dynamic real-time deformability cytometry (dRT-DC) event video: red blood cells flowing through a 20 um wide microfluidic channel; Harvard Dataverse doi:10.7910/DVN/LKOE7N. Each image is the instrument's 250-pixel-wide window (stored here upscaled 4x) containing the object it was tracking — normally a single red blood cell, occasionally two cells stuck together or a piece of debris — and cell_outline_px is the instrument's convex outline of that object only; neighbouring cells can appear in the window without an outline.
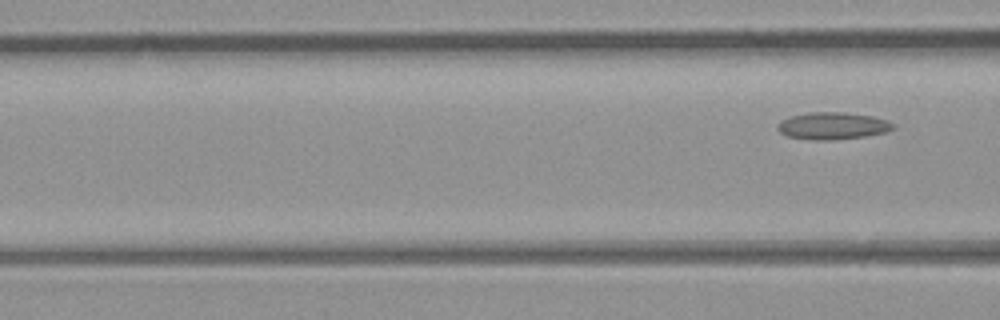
{"species": "common noctule bat (a hibernating species)", "species_latin": "Nyctalus noctula", "temperature_condition": "room temperature", "stored_images_in_passage": 6, "camera_frame_rate_fps": 3000, "um_per_image_px": 0.085, "animal": {"sex": "male", "body_mass_g": 23.1, "forearm_length_mm": 52.7}, "frame": {"image": 1, "passage_image": 6, "time_ms": 1.667, "image_size_px": [1000, 320], "cell_outline_px": [[892, 128], [884, 132], [864, 136], [832, 140], [816, 140], [788, 136], [780, 132], [776, 128], [776, 124], [780, 120], [788, 116], [808, 112], [844, 112], [872, 116], [884, 120], [892, 124]], "centroid_in_image_um": [70.66, 10.68], "position_along_channel_um": 95.9, "area_um2": 18.09}}